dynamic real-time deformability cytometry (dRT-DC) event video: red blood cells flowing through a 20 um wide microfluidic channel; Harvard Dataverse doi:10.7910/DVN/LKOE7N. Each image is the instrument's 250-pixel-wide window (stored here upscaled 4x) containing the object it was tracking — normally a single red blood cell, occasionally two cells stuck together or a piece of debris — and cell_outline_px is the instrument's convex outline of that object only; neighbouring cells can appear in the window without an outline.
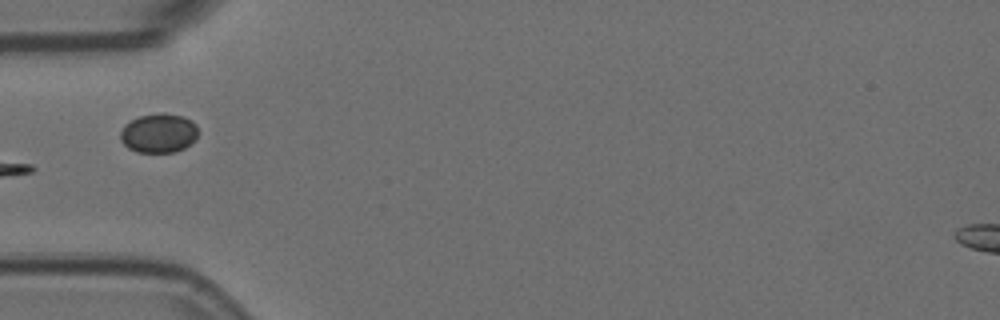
{"species": "Egyptian fruit bat (a non-hibernating species)", "species_latin": "Rousettus aegyptiacus", "temperature_condition": "room temperature", "stored_images_in_passage": 4, "camera_frame_rate_fps": 3000, "um_per_image_px": 0.085, "animal": {"sex": "female"}, "frame": {"image": 1, "passage_image": 2, "time_ms": 0.333, "image_size_px": [1000, 320], "cell_outline_px": [[196, 140], [184, 148], [172, 152], [136, 152], [128, 148], [120, 140], [120, 132], [124, 124], [140, 116], [184, 116], [192, 120], [196, 124]], "centroid_in_image_um": [13.47, 11.37], "position_along_channel_um": 71.5, "area_um2": 17.22}}
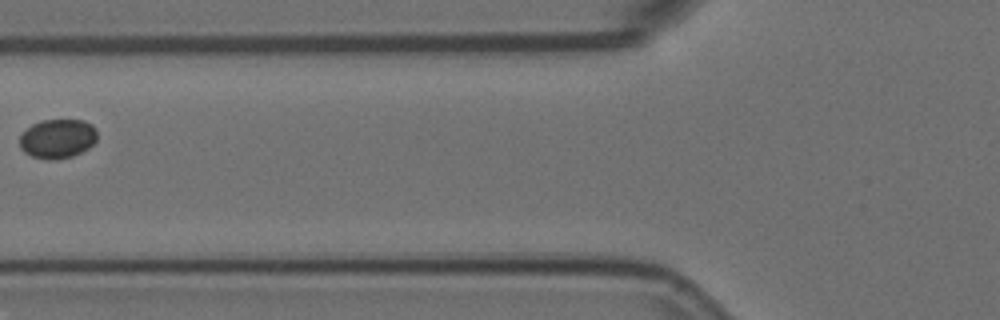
{"frame": {"image": 2, "passage_image": 3, "time_ms": 0.667, "image_size_px": [1000, 320], "cell_outline_px": [[96, 140], [88, 148], [72, 156], [52, 160], [32, 156], [24, 152], [20, 148], [20, 136], [32, 124], [40, 120], [84, 120], [92, 124], [96, 128]], "centroid_in_image_um": [4.89, 11.77], "position_along_channel_um": 120.9, "area_um2": 17.63}}
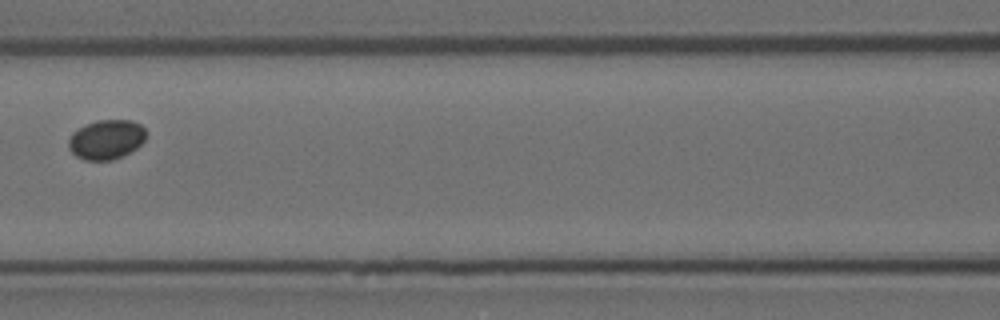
{"frame": {"image": 3, "passage_image": 4, "time_ms": 1.0, "image_size_px": [1000, 320], "cell_outline_px": [[144, 140], [136, 148], [112, 160], [84, 160], [76, 156], [68, 148], [68, 140], [72, 132], [84, 124], [96, 120], [132, 120], [140, 124], [144, 128]], "centroid_in_image_um": [8.98, 11.84], "position_along_channel_um": 157.6, "area_um2": 17.8}}